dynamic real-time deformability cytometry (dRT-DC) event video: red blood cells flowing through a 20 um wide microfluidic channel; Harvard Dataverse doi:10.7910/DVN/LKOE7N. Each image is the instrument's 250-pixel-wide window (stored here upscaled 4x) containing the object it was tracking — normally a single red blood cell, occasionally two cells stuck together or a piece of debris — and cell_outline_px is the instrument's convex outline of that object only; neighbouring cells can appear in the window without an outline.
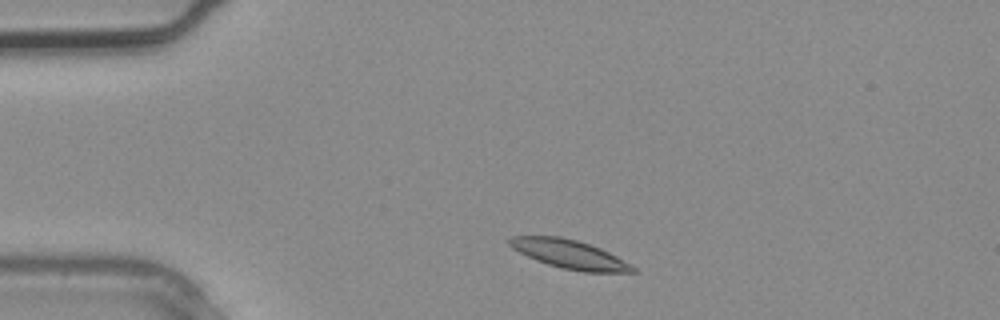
{"species": "common noctule bat (a hibernating species)", "species_latin": "Nyctalus noctula", "temperature_condition": "warm", "stored_images_in_passage": 2, "camera_frame_rate_fps": 3000, "um_per_image_px": 0.085, "animal": {"sex": "male", "body_mass_g": 20.4}, "frame": {"image": 1, "passage_image": 1, "time_ms": 0.0, "image_size_px": [1000, 320], "cell_outline_px": [[636, 272], [584, 272], [564, 268], [548, 264], [536, 260], [512, 248], [508, 244], [508, 240], [512, 236], [560, 236], [576, 240], [600, 248], [616, 256], [636, 268]], "centroid_in_image_um": [48.39, 21.6], "position_along_channel_um": 36.6, "area_um2": 20.29}}